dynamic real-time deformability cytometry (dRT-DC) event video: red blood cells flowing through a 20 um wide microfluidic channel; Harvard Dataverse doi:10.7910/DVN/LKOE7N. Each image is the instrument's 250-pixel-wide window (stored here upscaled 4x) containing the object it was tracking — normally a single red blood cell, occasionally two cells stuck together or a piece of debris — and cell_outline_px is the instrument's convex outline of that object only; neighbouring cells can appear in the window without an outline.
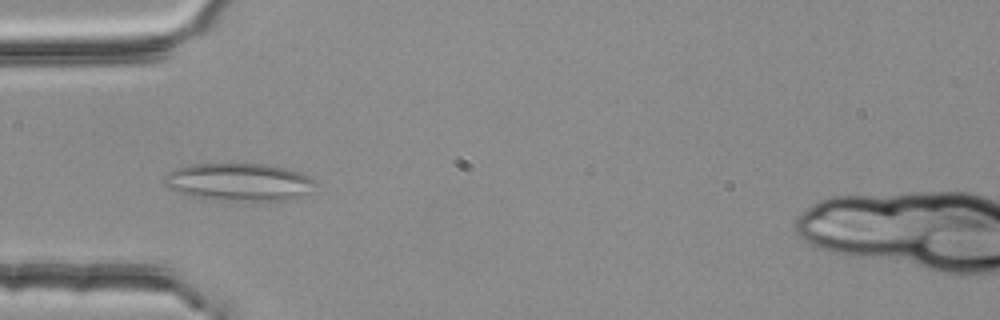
{"species": "common noctule bat (a hibernating species)", "species_latin": "Nyctalus noctula", "temperature_condition": "room temperature", "stored_images_in_passage": 5, "camera_frame_rate_fps": 3000, "um_per_image_px": 0.085, "animal": {"sex": "female", "body_mass_g": 25.1}, "frame": {"image": 1, "passage_image": 5, "time_ms": 1.333, "image_size_px": [1000, 320], "cell_outline_px": [[312, 180], [308, 192], [304, 196], [284, 200], [216, 200], [188, 196], [168, 188], [164, 184], [164, 176], [168, 172], [176, 168], [192, 164], [264, 164], [284, 168], [300, 172], [308, 176]], "centroid_in_image_um": [20.23, 15.47], "position_along_channel_um": 64.8, "area_um2": 32.83}}